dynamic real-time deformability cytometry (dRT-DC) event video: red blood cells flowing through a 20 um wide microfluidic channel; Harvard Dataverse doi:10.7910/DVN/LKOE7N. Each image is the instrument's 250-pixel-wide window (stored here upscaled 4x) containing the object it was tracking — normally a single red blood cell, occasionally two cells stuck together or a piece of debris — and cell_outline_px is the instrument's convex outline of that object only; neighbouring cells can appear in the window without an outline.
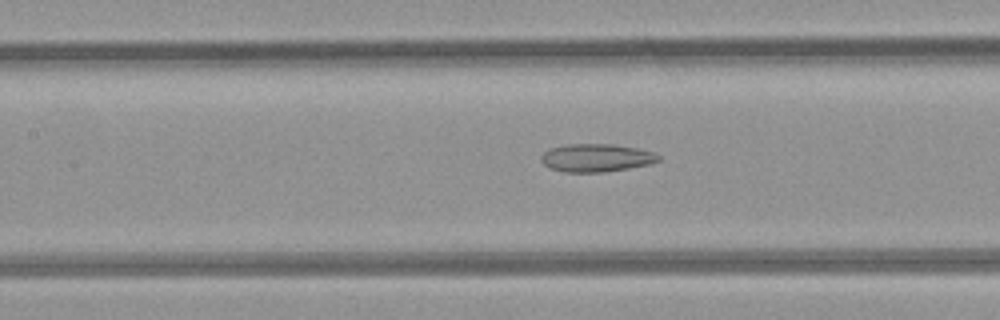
{"species": "common noctule bat (a hibernating species)", "species_latin": "Nyctalus noctula", "temperature_condition": "room temperature", "stored_images_in_passage": 45, "camera_frame_rate_fps": 3000, "um_per_image_px": 0.085, "animal": {"sex": "female", "body_mass_g": 21.9}, "frame": {"image": 1, "passage_image": 21, "time_ms": 6.667, "image_size_px": [1000, 320], "cell_outline_px": [[660, 160], [648, 164], [628, 168], [604, 172], [564, 172], [548, 168], [540, 160], [540, 156], [548, 148], [564, 144], [612, 144], [636, 148], [656, 152], [660, 156]], "centroid_in_image_um": [50.64, 13.41], "position_along_channel_um": 156.8, "area_um2": 19.31}}
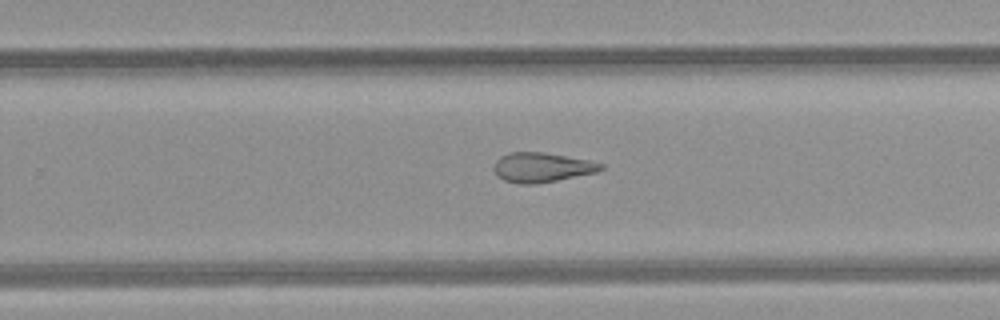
{"frame": {"image": 2, "passage_image": 30, "time_ms": 9.667, "image_size_px": [1000, 320], "cell_outline_px": [[604, 168], [596, 172], [536, 184], [516, 184], [504, 180], [496, 176], [492, 168], [496, 160], [500, 156], [508, 152], [544, 152], [588, 160], [604, 164]], "centroid_in_image_um": [45.99, 14.23], "position_along_channel_um": 283.8, "area_um2": 18.55}}
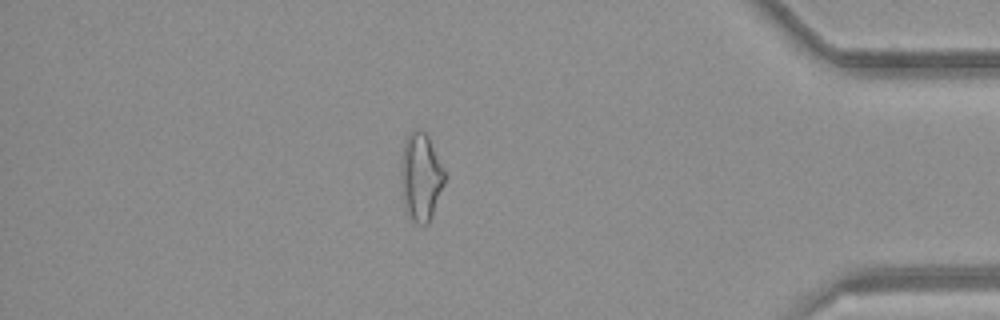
{"frame": {"image": 3, "passage_image": 41, "time_ms": 13.333, "image_size_px": [1000, 320], "cell_outline_px": [[444, 184], [428, 224], [416, 224], [408, 216], [404, 208], [400, 176], [400, 172], [404, 140], [416, 128], [420, 128], [428, 136], [444, 168]], "centroid_in_image_um": [35.75, 15.04], "position_along_channel_um": 399.5, "area_um2": 22.37}, "authors_computed_cell_mechanics": {"area_um2": 21.3282, "velocity_mm_per_s": 4.2465, "shape_relaxation_time_tau1_ms": null, "shape_relaxation_time_tau2_ms": 4.795, "deformation_change_tau1": null, "deformation_change_tau2": 0.1622}}